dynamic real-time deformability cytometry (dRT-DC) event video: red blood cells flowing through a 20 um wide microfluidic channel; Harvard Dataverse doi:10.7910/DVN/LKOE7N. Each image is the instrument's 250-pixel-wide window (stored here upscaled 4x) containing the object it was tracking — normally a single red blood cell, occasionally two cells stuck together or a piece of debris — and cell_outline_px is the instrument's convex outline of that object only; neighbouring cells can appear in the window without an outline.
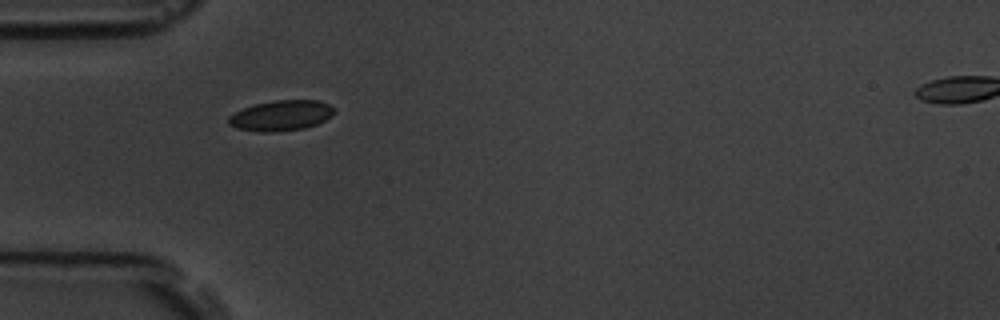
{"species": "common noctule bat (a hibernating species)", "species_latin": "Nyctalus noctula", "temperature_condition": "room temperature", "stored_images_in_passage": 6, "camera_frame_rate_fps": 3000, "um_per_image_px": 0.085, "animal": {"sex": "male", "body_mass_g": 19.5, "forearm_length_mm": 54.6}, "frame": {"image": 1, "passage_image": 1, "time_ms": 0.0, "image_size_px": [1000, 320], "cell_outline_px": [[336, 112], [332, 116], [316, 124], [304, 128], [268, 132], [264, 132], [236, 128], [228, 124], [228, 116], [244, 108], [256, 104], [272, 100], [316, 100], [328, 104], [336, 108]], "centroid_in_image_um": [23.91, 9.81], "position_along_channel_um": 61.1, "area_um2": 18.61}}
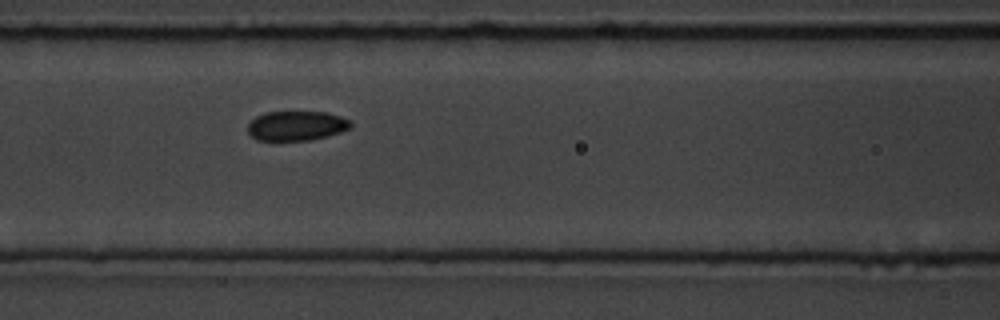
{"frame": {"image": 2, "passage_image": 3, "time_ms": 2.333, "image_size_px": [1000, 320], "cell_outline_px": [[352, 128], [328, 136], [308, 140], [256, 140], [248, 132], [248, 124], [256, 116], [264, 112], [328, 112], [340, 116], [348, 120], [352, 124]], "centroid_in_image_um": [25.2, 10.69], "position_along_channel_um": 141.4, "area_um2": 17.74}}
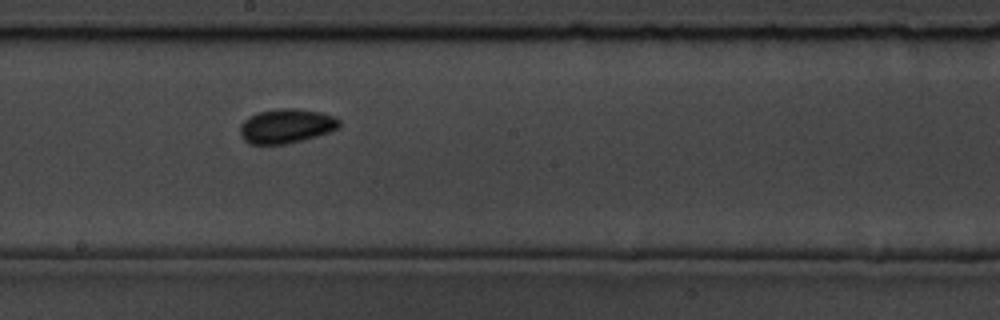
{"frame": {"image": 3, "passage_image": 5, "time_ms": 4.667, "image_size_px": [1000, 320], "cell_outline_px": [[340, 128], [304, 140], [284, 144], [248, 144], [240, 136], [240, 124], [248, 116], [260, 112], [276, 108], [296, 108], [324, 112], [336, 116], [340, 120]], "centroid_in_image_um": [24.35, 10.7], "position_along_channel_um": 223.9, "area_um2": 20.23}}